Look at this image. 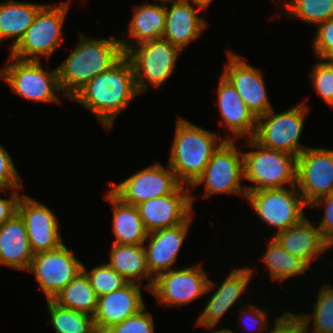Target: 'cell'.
Here are the masks:
<instances>
[{
	"label": "cell",
	"instance_id": "cell-4",
	"mask_svg": "<svg viewBox=\"0 0 333 333\" xmlns=\"http://www.w3.org/2000/svg\"><path fill=\"white\" fill-rule=\"evenodd\" d=\"M247 146L255 148L243 153L244 178L254 185H246L247 191L264 189L288 188L297 184V156L268 149L261 146L253 138L247 142ZM257 148V149H256Z\"/></svg>",
	"mask_w": 333,
	"mask_h": 333
},
{
	"label": "cell",
	"instance_id": "cell-16",
	"mask_svg": "<svg viewBox=\"0 0 333 333\" xmlns=\"http://www.w3.org/2000/svg\"><path fill=\"white\" fill-rule=\"evenodd\" d=\"M228 64L222 75L232 83L241 99L256 118L272 110L266 92V86L261 70L246 63L242 57L234 52H228Z\"/></svg>",
	"mask_w": 333,
	"mask_h": 333
},
{
	"label": "cell",
	"instance_id": "cell-27",
	"mask_svg": "<svg viewBox=\"0 0 333 333\" xmlns=\"http://www.w3.org/2000/svg\"><path fill=\"white\" fill-rule=\"evenodd\" d=\"M44 5L15 0L0 3V44L3 39L13 38L10 49L16 45Z\"/></svg>",
	"mask_w": 333,
	"mask_h": 333
},
{
	"label": "cell",
	"instance_id": "cell-1",
	"mask_svg": "<svg viewBox=\"0 0 333 333\" xmlns=\"http://www.w3.org/2000/svg\"><path fill=\"white\" fill-rule=\"evenodd\" d=\"M138 95L132 65L123 56L109 70L87 82L70 99L92 111L109 131L116 116Z\"/></svg>",
	"mask_w": 333,
	"mask_h": 333
},
{
	"label": "cell",
	"instance_id": "cell-37",
	"mask_svg": "<svg viewBox=\"0 0 333 333\" xmlns=\"http://www.w3.org/2000/svg\"><path fill=\"white\" fill-rule=\"evenodd\" d=\"M313 49L320 60L333 61V18L317 25Z\"/></svg>",
	"mask_w": 333,
	"mask_h": 333
},
{
	"label": "cell",
	"instance_id": "cell-11",
	"mask_svg": "<svg viewBox=\"0 0 333 333\" xmlns=\"http://www.w3.org/2000/svg\"><path fill=\"white\" fill-rule=\"evenodd\" d=\"M214 285L200 263L159 274L154 279L150 292L156 297L158 304L179 307L211 292Z\"/></svg>",
	"mask_w": 333,
	"mask_h": 333
},
{
	"label": "cell",
	"instance_id": "cell-13",
	"mask_svg": "<svg viewBox=\"0 0 333 333\" xmlns=\"http://www.w3.org/2000/svg\"><path fill=\"white\" fill-rule=\"evenodd\" d=\"M109 185V190L122 202L137 206L152 198L173 193L181 183L169 165L165 168L157 161L117 185L112 182Z\"/></svg>",
	"mask_w": 333,
	"mask_h": 333
},
{
	"label": "cell",
	"instance_id": "cell-36",
	"mask_svg": "<svg viewBox=\"0 0 333 333\" xmlns=\"http://www.w3.org/2000/svg\"><path fill=\"white\" fill-rule=\"evenodd\" d=\"M153 317L146 307L121 323L107 329L108 333H155Z\"/></svg>",
	"mask_w": 333,
	"mask_h": 333
},
{
	"label": "cell",
	"instance_id": "cell-29",
	"mask_svg": "<svg viewBox=\"0 0 333 333\" xmlns=\"http://www.w3.org/2000/svg\"><path fill=\"white\" fill-rule=\"evenodd\" d=\"M53 301L61 307L94 316L98 297L82 271L55 296Z\"/></svg>",
	"mask_w": 333,
	"mask_h": 333
},
{
	"label": "cell",
	"instance_id": "cell-28",
	"mask_svg": "<svg viewBox=\"0 0 333 333\" xmlns=\"http://www.w3.org/2000/svg\"><path fill=\"white\" fill-rule=\"evenodd\" d=\"M146 3L135 7L132 19L129 22L128 35L134 38L137 45L149 40L162 38L166 24L165 5Z\"/></svg>",
	"mask_w": 333,
	"mask_h": 333
},
{
	"label": "cell",
	"instance_id": "cell-8",
	"mask_svg": "<svg viewBox=\"0 0 333 333\" xmlns=\"http://www.w3.org/2000/svg\"><path fill=\"white\" fill-rule=\"evenodd\" d=\"M10 64L0 69V78L19 96L33 102L60 103L57 67L45 71L41 61L19 60L9 56Z\"/></svg>",
	"mask_w": 333,
	"mask_h": 333
},
{
	"label": "cell",
	"instance_id": "cell-26",
	"mask_svg": "<svg viewBox=\"0 0 333 333\" xmlns=\"http://www.w3.org/2000/svg\"><path fill=\"white\" fill-rule=\"evenodd\" d=\"M144 244L129 245L115 244L111 247L110 261L108 265L112 267L120 276L128 282L143 284L142 279L148 278L149 281L144 288L150 291L154 278L146 264V254Z\"/></svg>",
	"mask_w": 333,
	"mask_h": 333
},
{
	"label": "cell",
	"instance_id": "cell-41",
	"mask_svg": "<svg viewBox=\"0 0 333 333\" xmlns=\"http://www.w3.org/2000/svg\"><path fill=\"white\" fill-rule=\"evenodd\" d=\"M245 307H246V309H244V311L240 314V315L243 314L242 322L244 320L243 324L246 325L247 322H248V324L251 323L252 326H253V327L251 326V328H250L248 326H250L251 324L250 325L247 324L248 326H247L246 330L248 328H250V329L253 328L254 329V328H256L255 326H257V327L259 326L258 329L256 328V331H259V332L264 331V332H266V329L268 331V328H267L268 327L267 326L268 325V321H266V317H267V315H268L267 313L269 311L264 310L263 308H259V307L256 308V306L253 305V304L252 305L251 304H247Z\"/></svg>",
	"mask_w": 333,
	"mask_h": 333
},
{
	"label": "cell",
	"instance_id": "cell-18",
	"mask_svg": "<svg viewBox=\"0 0 333 333\" xmlns=\"http://www.w3.org/2000/svg\"><path fill=\"white\" fill-rule=\"evenodd\" d=\"M192 217L184 223L171 228L159 229L148 233L144 244L146 264L150 275L155 279L159 274L170 271L182 248Z\"/></svg>",
	"mask_w": 333,
	"mask_h": 333
},
{
	"label": "cell",
	"instance_id": "cell-44",
	"mask_svg": "<svg viewBox=\"0 0 333 333\" xmlns=\"http://www.w3.org/2000/svg\"><path fill=\"white\" fill-rule=\"evenodd\" d=\"M210 333H234L232 330L230 329H215ZM236 333V332H235Z\"/></svg>",
	"mask_w": 333,
	"mask_h": 333
},
{
	"label": "cell",
	"instance_id": "cell-10",
	"mask_svg": "<svg viewBox=\"0 0 333 333\" xmlns=\"http://www.w3.org/2000/svg\"><path fill=\"white\" fill-rule=\"evenodd\" d=\"M246 199L266 225L277 229L274 234L302 221L305 218L303 209L309 207L296 186L247 191Z\"/></svg>",
	"mask_w": 333,
	"mask_h": 333
},
{
	"label": "cell",
	"instance_id": "cell-31",
	"mask_svg": "<svg viewBox=\"0 0 333 333\" xmlns=\"http://www.w3.org/2000/svg\"><path fill=\"white\" fill-rule=\"evenodd\" d=\"M50 323L56 333H91L95 329L93 316L64 308L53 300H46Z\"/></svg>",
	"mask_w": 333,
	"mask_h": 333
},
{
	"label": "cell",
	"instance_id": "cell-42",
	"mask_svg": "<svg viewBox=\"0 0 333 333\" xmlns=\"http://www.w3.org/2000/svg\"><path fill=\"white\" fill-rule=\"evenodd\" d=\"M19 189H13L12 195L8 199L0 197V225L12 218L18 212V204L22 197Z\"/></svg>",
	"mask_w": 333,
	"mask_h": 333
},
{
	"label": "cell",
	"instance_id": "cell-2",
	"mask_svg": "<svg viewBox=\"0 0 333 333\" xmlns=\"http://www.w3.org/2000/svg\"><path fill=\"white\" fill-rule=\"evenodd\" d=\"M79 35L75 49L57 66L59 86L66 98L124 56L121 41L115 37L91 39L81 32Z\"/></svg>",
	"mask_w": 333,
	"mask_h": 333
},
{
	"label": "cell",
	"instance_id": "cell-40",
	"mask_svg": "<svg viewBox=\"0 0 333 333\" xmlns=\"http://www.w3.org/2000/svg\"><path fill=\"white\" fill-rule=\"evenodd\" d=\"M275 319L274 327L267 333H307L303 319L299 314L295 315L287 311Z\"/></svg>",
	"mask_w": 333,
	"mask_h": 333
},
{
	"label": "cell",
	"instance_id": "cell-22",
	"mask_svg": "<svg viewBox=\"0 0 333 333\" xmlns=\"http://www.w3.org/2000/svg\"><path fill=\"white\" fill-rule=\"evenodd\" d=\"M286 251L302 260L308 267L320 254L331 248L320 229L306 217L292 227L276 233L273 237Z\"/></svg>",
	"mask_w": 333,
	"mask_h": 333
},
{
	"label": "cell",
	"instance_id": "cell-43",
	"mask_svg": "<svg viewBox=\"0 0 333 333\" xmlns=\"http://www.w3.org/2000/svg\"><path fill=\"white\" fill-rule=\"evenodd\" d=\"M198 7V10H204L209 7V4L212 3L213 0H188Z\"/></svg>",
	"mask_w": 333,
	"mask_h": 333
},
{
	"label": "cell",
	"instance_id": "cell-39",
	"mask_svg": "<svg viewBox=\"0 0 333 333\" xmlns=\"http://www.w3.org/2000/svg\"><path fill=\"white\" fill-rule=\"evenodd\" d=\"M324 207V215L317 227L320 229L323 238L333 247V193L319 198L309 207Z\"/></svg>",
	"mask_w": 333,
	"mask_h": 333
},
{
	"label": "cell",
	"instance_id": "cell-30",
	"mask_svg": "<svg viewBox=\"0 0 333 333\" xmlns=\"http://www.w3.org/2000/svg\"><path fill=\"white\" fill-rule=\"evenodd\" d=\"M268 243L262 260L272 280H286L292 276L304 274L309 267L300 259L286 251L273 237Z\"/></svg>",
	"mask_w": 333,
	"mask_h": 333
},
{
	"label": "cell",
	"instance_id": "cell-24",
	"mask_svg": "<svg viewBox=\"0 0 333 333\" xmlns=\"http://www.w3.org/2000/svg\"><path fill=\"white\" fill-rule=\"evenodd\" d=\"M33 256L25 222L17 212L0 225V265L27 272Z\"/></svg>",
	"mask_w": 333,
	"mask_h": 333
},
{
	"label": "cell",
	"instance_id": "cell-3",
	"mask_svg": "<svg viewBox=\"0 0 333 333\" xmlns=\"http://www.w3.org/2000/svg\"><path fill=\"white\" fill-rule=\"evenodd\" d=\"M175 135L170 148L169 166L177 180L192 185L203 173L214 152L225 140L184 118H177Z\"/></svg>",
	"mask_w": 333,
	"mask_h": 333
},
{
	"label": "cell",
	"instance_id": "cell-35",
	"mask_svg": "<svg viewBox=\"0 0 333 333\" xmlns=\"http://www.w3.org/2000/svg\"><path fill=\"white\" fill-rule=\"evenodd\" d=\"M310 76L317 94L333 107V61L321 59L314 65Z\"/></svg>",
	"mask_w": 333,
	"mask_h": 333
},
{
	"label": "cell",
	"instance_id": "cell-20",
	"mask_svg": "<svg viewBox=\"0 0 333 333\" xmlns=\"http://www.w3.org/2000/svg\"><path fill=\"white\" fill-rule=\"evenodd\" d=\"M251 275H253V270L249 267L233 268L209 298L207 305L196 321V326L215 329V325L231 306L237 301L241 302L240 296H242L245 289H248L247 285Z\"/></svg>",
	"mask_w": 333,
	"mask_h": 333
},
{
	"label": "cell",
	"instance_id": "cell-23",
	"mask_svg": "<svg viewBox=\"0 0 333 333\" xmlns=\"http://www.w3.org/2000/svg\"><path fill=\"white\" fill-rule=\"evenodd\" d=\"M218 107L224 124L236 138L246 140L245 135L253 138L257 127V118L249 110L235 87L223 75L218 83Z\"/></svg>",
	"mask_w": 333,
	"mask_h": 333
},
{
	"label": "cell",
	"instance_id": "cell-32",
	"mask_svg": "<svg viewBox=\"0 0 333 333\" xmlns=\"http://www.w3.org/2000/svg\"><path fill=\"white\" fill-rule=\"evenodd\" d=\"M317 302L314 303L313 314H299L303 319L307 333L309 323H313L312 333H333V287L321 286L317 293Z\"/></svg>",
	"mask_w": 333,
	"mask_h": 333
},
{
	"label": "cell",
	"instance_id": "cell-7",
	"mask_svg": "<svg viewBox=\"0 0 333 333\" xmlns=\"http://www.w3.org/2000/svg\"><path fill=\"white\" fill-rule=\"evenodd\" d=\"M309 109L303 103L280 113L270 110L257 118L253 139L261 146L299 156L306 148L299 144Z\"/></svg>",
	"mask_w": 333,
	"mask_h": 333
},
{
	"label": "cell",
	"instance_id": "cell-33",
	"mask_svg": "<svg viewBox=\"0 0 333 333\" xmlns=\"http://www.w3.org/2000/svg\"><path fill=\"white\" fill-rule=\"evenodd\" d=\"M288 16L308 24L319 25L333 18V0H288Z\"/></svg>",
	"mask_w": 333,
	"mask_h": 333
},
{
	"label": "cell",
	"instance_id": "cell-46",
	"mask_svg": "<svg viewBox=\"0 0 333 333\" xmlns=\"http://www.w3.org/2000/svg\"><path fill=\"white\" fill-rule=\"evenodd\" d=\"M160 2H168V1H180V0H158Z\"/></svg>",
	"mask_w": 333,
	"mask_h": 333
},
{
	"label": "cell",
	"instance_id": "cell-6",
	"mask_svg": "<svg viewBox=\"0 0 333 333\" xmlns=\"http://www.w3.org/2000/svg\"><path fill=\"white\" fill-rule=\"evenodd\" d=\"M69 2L44 5L32 25L19 42L10 49V56L19 60L40 61L50 58L62 43V26L68 13Z\"/></svg>",
	"mask_w": 333,
	"mask_h": 333
},
{
	"label": "cell",
	"instance_id": "cell-14",
	"mask_svg": "<svg viewBox=\"0 0 333 333\" xmlns=\"http://www.w3.org/2000/svg\"><path fill=\"white\" fill-rule=\"evenodd\" d=\"M296 187L308 206L333 193V150L306 148L297 157Z\"/></svg>",
	"mask_w": 333,
	"mask_h": 333
},
{
	"label": "cell",
	"instance_id": "cell-15",
	"mask_svg": "<svg viewBox=\"0 0 333 333\" xmlns=\"http://www.w3.org/2000/svg\"><path fill=\"white\" fill-rule=\"evenodd\" d=\"M190 187L181 184L173 193L152 198L137 205L139 215L148 233L184 223L192 216V196Z\"/></svg>",
	"mask_w": 333,
	"mask_h": 333
},
{
	"label": "cell",
	"instance_id": "cell-45",
	"mask_svg": "<svg viewBox=\"0 0 333 333\" xmlns=\"http://www.w3.org/2000/svg\"><path fill=\"white\" fill-rule=\"evenodd\" d=\"M91 333H108L106 329L95 328Z\"/></svg>",
	"mask_w": 333,
	"mask_h": 333
},
{
	"label": "cell",
	"instance_id": "cell-12",
	"mask_svg": "<svg viewBox=\"0 0 333 333\" xmlns=\"http://www.w3.org/2000/svg\"><path fill=\"white\" fill-rule=\"evenodd\" d=\"M82 268L83 264L63 243L57 249L35 253L27 271L34 273L47 300H53Z\"/></svg>",
	"mask_w": 333,
	"mask_h": 333
},
{
	"label": "cell",
	"instance_id": "cell-17",
	"mask_svg": "<svg viewBox=\"0 0 333 333\" xmlns=\"http://www.w3.org/2000/svg\"><path fill=\"white\" fill-rule=\"evenodd\" d=\"M18 213L25 222L34 254L57 249L64 243L56 216L43 203L23 193L18 204Z\"/></svg>",
	"mask_w": 333,
	"mask_h": 333
},
{
	"label": "cell",
	"instance_id": "cell-19",
	"mask_svg": "<svg viewBox=\"0 0 333 333\" xmlns=\"http://www.w3.org/2000/svg\"><path fill=\"white\" fill-rule=\"evenodd\" d=\"M141 287L139 283L127 282L122 288L98 297L93 316L95 328L107 330L144 309Z\"/></svg>",
	"mask_w": 333,
	"mask_h": 333
},
{
	"label": "cell",
	"instance_id": "cell-5",
	"mask_svg": "<svg viewBox=\"0 0 333 333\" xmlns=\"http://www.w3.org/2000/svg\"><path fill=\"white\" fill-rule=\"evenodd\" d=\"M124 56L130 61L137 91L148 89L147 83L159 88L172 75L181 49L164 38L149 40L132 46L120 39Z\"/></svg>",
	"mask_w": 333,
	"mask_h": 333
},
{
	"label": "cell",
	"instance_id": "cell-9",
	"mask_svg": "<svg viewBox=\"0 0 333 333\" xmlns=\"http://www.w3.org/2000/svg\"><path fill=\"white\" fill-rule=\"evenodd\" d=\"M233 140H225L219 146L203 173L191 185L193 188L201 186L204 182V199L219 193L239 194L246 197V187L240 184V180L244 178L243 153L240 148H236L237 145Z\"/></svg>",
	"mask_w": 333,
	"mask_h": 333
},
{
	"label": "cell",
	"instance_id": "cell-21",
	"mask_svg": "<svg viewBox=\"0 0 333 333\" xmlns=\"http://www.w3.org/2000/svg\"><path fill=\"white\" fill-rule=\"evenodd\" d=\"M166 3H170L171 7L167 9L165 6L166 24L162 38L183 50L199 38L208 24L199 17L192 2L180 0Z\"/></svg>",
	"mask_w": 333,
	"mask_h": 333
},
{
	"label": "cell",
	"instance_id": "cell-25",
	"mask_svg": "<svg viewBox=\"0 0 333 333\" xmlns=\"http://www.w3.org/2000/svg\"><path fill=\"white\" fill-rule=\"evenodd\" d=\"M104 199L113 205V233L115 244L140 245L145 244L148 232L139 215L138 209L134 205L122 202L110 190Z\"/></svg>",
	"mask_w": 333,
	"mask_h": 333
},
{
	"label": "cell",
	"instance_id": "cell-34",
	"mask_svg": "<svg viewBox=\"0 0 333 333\" xmlns=\"http://www.w3.org/2000/svg\"><path fill=\"white\" fill-rule=\"evenodd\" d=\"M82 271L89 279L90 285L94 289L97 297L120 289L128 282L104 262L92 268L89 272H87L83 264Z\"/></svg>",
	"mask_w": 333,
	"mask_h": 333
},
{
	"label": "cell",
	"instance_id": "cell-38",
	"mask_svg": "<svg viewBox=\"0 0 333 333\" xmlns=\"http://www.w3.org/2000/svg\"><path fill=\"white\" fill-rule=\"evenodd\" d=\"M11 188L22 189L23 184L14 162L3 146L0 145V191Z\"/></svg>",
	"mask_w": 333,
	"mask_h": 333
}]
</instances>
